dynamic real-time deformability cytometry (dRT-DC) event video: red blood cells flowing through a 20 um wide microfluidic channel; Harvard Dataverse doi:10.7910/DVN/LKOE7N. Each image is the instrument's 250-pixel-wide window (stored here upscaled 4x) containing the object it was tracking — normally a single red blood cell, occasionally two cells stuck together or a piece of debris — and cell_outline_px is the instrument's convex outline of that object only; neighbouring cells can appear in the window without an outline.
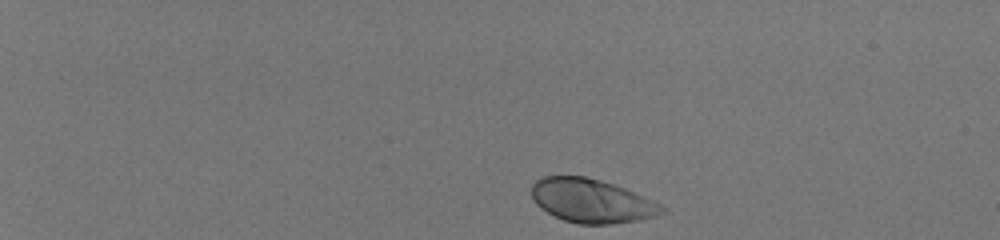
{"species": "human", "species_latin": "Homo sapiens", "temperature_condition": "room temperature", "stored_images_in_passage": 43, "camera_frame_rate_fps": 3000, "um_per_image_px": 0.085, "donor": {"sex": "male"}, "frame": {"image": 1, "passage_image": 1, "time_ms": 0.0, "image_size_px": [1000, 240], "cell_outline_px": [[668, 208], [664, 212], [656, 216], [640, 220], [608, 224], [580, 224], [564, 220], [540, 208], [536, 204], [532, 196], [532, 184], [536, 180], [544, 176], [584, 176], [600, 180], [624, 188], [660, 204]], "centroid_in_image_um": [50.28, 17.07], "position_along_channel_um": 34.7, "area_um2": 33.0}}
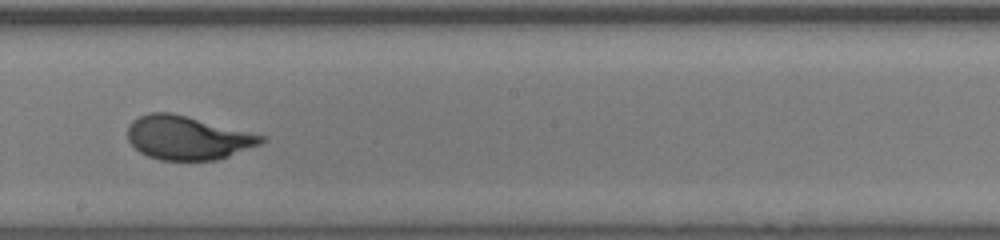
{"frame": {"image": 2, "passage_image": 25, "time_ms": 8.0, "image_size_px": [1000, 240], "cell_outline_px": [[268, 140], [260, 144], [228, 156], [216, 160], [160, 160], [148, 156], [140, 152], [128, 140], [128, 124], [132, 120], [148, 112], [168, 112], [268, 136]], "centroid_in_image_um": [15.95, 11.71], "position_along_channel_um": 232.3, "area_um2": 33.87}}
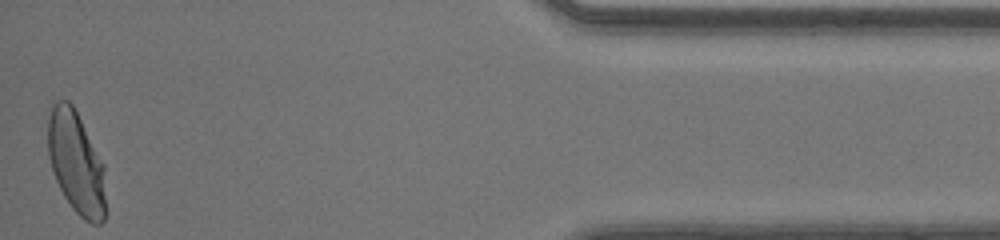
{"frame": {"image": 3, "passage_image": 43, "time_ms": 14.0, "image_size_px": [1000, 240], "cell_outline_px": [[108, 212], [104, 220], [100, 224], [92, 224], [84, 220], [72, 208], [64, 196], [52, 172], [48, 156], [48, 120], [52, 104], [56, 100], [68, 100], [72, 104], [104, 164]], "centroid_in_image_um": [6.51, 13.9], "position_along_channel_um": 428.7, "area_um2": 35.14}, "authors_computed_cell_mechanics": {"area_um2": 33.8708, "velocity_mm_per_s": 4.109, "shape_relaxation_time_tau1_ms": 3.521, "shape_relaxation_time_tau2_ms": null, "deformation_change_tau1": 0.1922, "deformation_change_tau2": null}}